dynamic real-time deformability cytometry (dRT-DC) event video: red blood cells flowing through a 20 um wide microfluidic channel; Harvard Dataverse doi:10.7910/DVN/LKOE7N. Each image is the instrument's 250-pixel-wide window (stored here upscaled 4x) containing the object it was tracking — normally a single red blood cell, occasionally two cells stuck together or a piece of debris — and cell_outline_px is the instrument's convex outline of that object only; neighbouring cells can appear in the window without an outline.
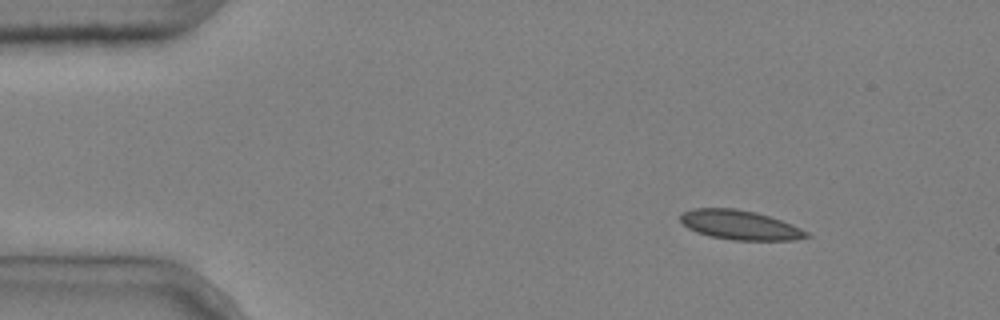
{"species": "common noctule bat (a hibernating species)", "species_latin": "Nyctalus noctula", "temperature_condition": "cold", "stored_images_in_passage": 5, "camera_frame_rate_fps": 3000, "um_per_image_px": 0.085, "animal": {"sex": "male", "body_mass_g": 20.4}, "frame": {"image": 1, "passage_image": 1, "time_ms": 0.0, "image_size_px": [1000, 320], "cell_outline_px": [[812, 236], [796, 240], [732, 240], [708, 236], [696, 232], [688, 228], [680, 220], [680, 216], [684, 212], [692, 208], [736, 208], [756, 212], [792, 224], [808, 232]], "centroid_in_image_um": [62.9, 19.13], "position_along_channel_um": 22.1, "area_um2": 21.68}}
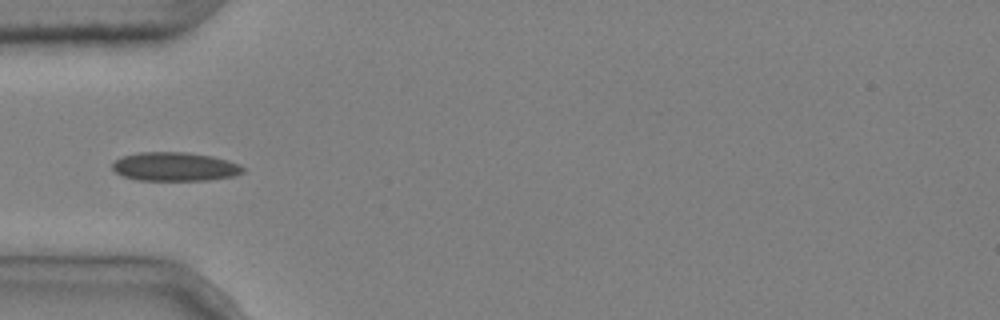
{"frame": {"image": 2, "passage_image": 4, "time_ms": 1.0, "image_size_px": [1000, 320], "cell_outline_px": [[244, 172], [236, 176], [208, 180], [140, 180], [124, 176], [116, 172], [112, 168], [112, 164], [120, 156], [140, 152], [188, 152], [212, 156], [228, 160], [240, 164], [244, 168]], "centroid_in_image_um": [14.89, 14.16], "position_along_channel_um": 70.1, "area_um2": 22.02}}